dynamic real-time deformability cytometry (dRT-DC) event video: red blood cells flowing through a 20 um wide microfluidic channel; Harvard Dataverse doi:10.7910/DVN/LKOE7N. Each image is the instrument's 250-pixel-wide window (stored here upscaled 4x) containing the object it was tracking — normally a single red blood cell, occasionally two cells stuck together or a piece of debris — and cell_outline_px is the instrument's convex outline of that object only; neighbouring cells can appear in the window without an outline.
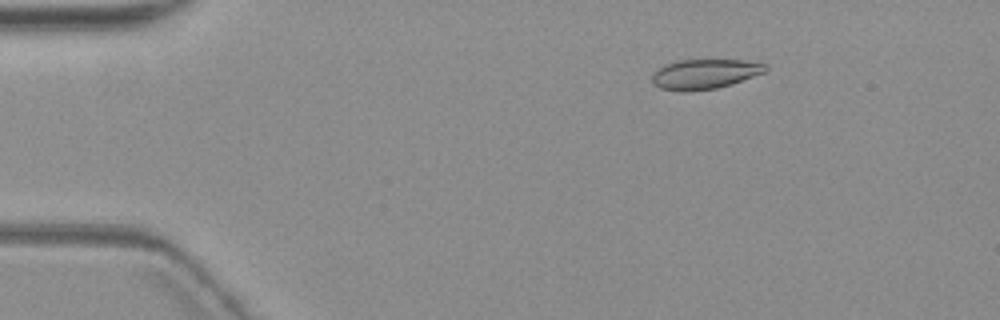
{"species": "common noctule bat (a hibernating species)", "species_latin": "Nyctalus noctula", "temperature_condition": "warm", "stored_images_in_passage": 5, "camera_frame_rate_fps": 3000, "um_per_image_px": 0.085, "animal": {"sex": "female", "body_mass_g": 19.3, "forearm_length_mm": 54.1}, "frame": {"image": 1, "passage_image": 3, "time_ms": 2.333, "image_size_px": [1000, 320], "cell_outline_px": [[768, 68], [764, 72], [732, 84], [716, 88], [688, 92], [680, 92], [660, 88], [652, 80], [652, 76], [664, 64], [676, 60], [744, 60], [768, 64]], "centroid_in_image_um": [59.91, 6.29], "position_along_channel_um": 25.1, "area_um2": 19.71}}